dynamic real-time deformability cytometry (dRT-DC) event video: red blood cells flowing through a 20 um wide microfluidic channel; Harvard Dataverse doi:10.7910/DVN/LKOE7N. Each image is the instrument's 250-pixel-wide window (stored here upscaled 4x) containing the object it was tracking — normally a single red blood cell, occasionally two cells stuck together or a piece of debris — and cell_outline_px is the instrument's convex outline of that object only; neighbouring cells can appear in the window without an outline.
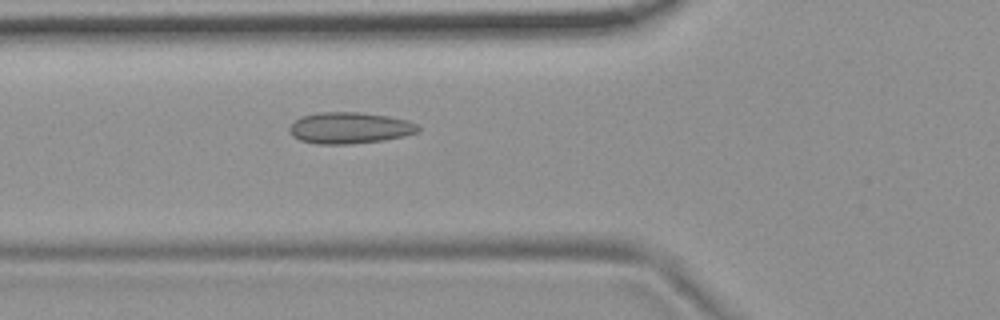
{"species": "common noctule bat (a hibernating species)", "species_latin": "Nyctalus noctula", "temperature_condition": "room temperature", "stored_images_in_passage": 54, "camera_frame_rate_fps": 3000, "um_per_image_px": 0.085, "animal": {"sex": "female", "body_mass_g": 19.9}, "frame": {"image": 1, "passage_image": 20, "time_ms": 6.333, "image_size_px": [1000, 320], "cell_outline_px": [[420, 132], [404, 136], [384, 140], [352, 144], [316, 144], [300, 140], [292, 136], [288, 132], [288, 128], [300, 116], [320, 112], [360, 112], [388, 116], [408, 120], [416, 124], [420, 128]], "centroid_in_image_um": [29.72, 10.88], "position_along_channel_um": 96.1, "area_um2": 23.76}}
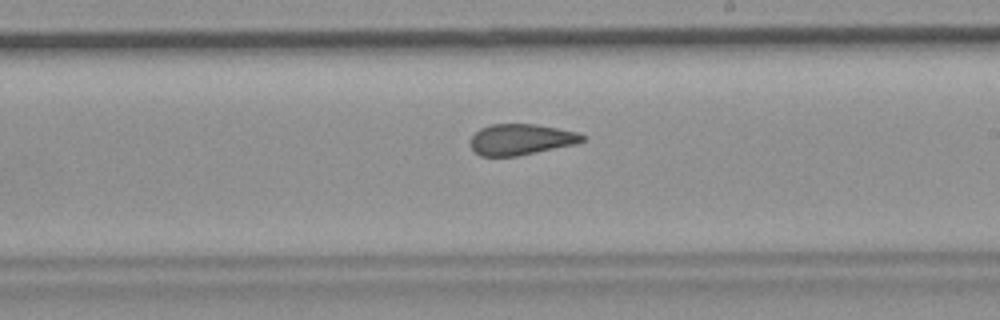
{"frame": {"image": 2, "passage_image": 32, "time_ms": 10.333, "image_size_px": [1000, 320], "cell_outline_px": [[588, 136], [584, 140], [572, 144], [536, 152], [516, 156], [480, 156], [472, 148], [472, 136], [480, 128], [492, 124], [536, 124], [576, 132]], "centroid_in_image_um": [44.27, 11.84], "position_along_channel_um": 244.7, "area_um2": 19.83}}
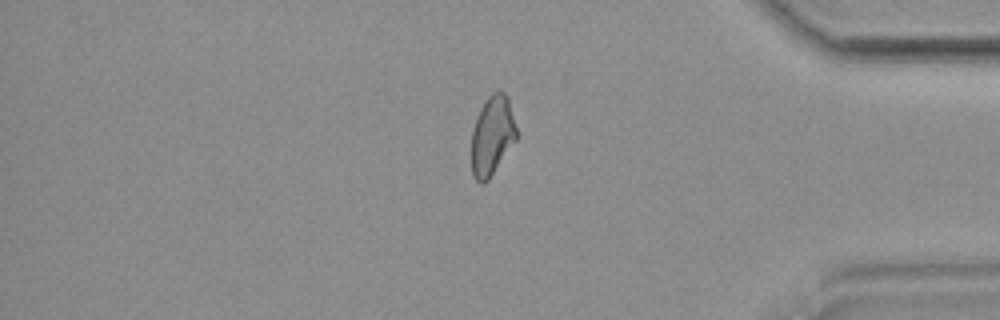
{"frame": {"image": 3, "passage_image": 46, "time_ms": 15.0, "image_size_px": [1000, 320], "cell_outline_px": [[516, 140], [488, 180], [484, 184], [480, 184], [472, 176], [472, 128], [476, 116], [480, 108], [488, 96], [492, 92], [500, 88], [508, 96], [516, 128]], "centroid_in_image_um": [41.82, 11.5], "position_along_channel_um": 393.4, "area_um2": 20.98}, "authors_computed_cell_mechanics": {"area_um2": 21.9062, "velocity_mm_per_s": 3.7176, "shape_relaxation_time_tau1_ms": null, "shape_relaxation_time_tau2_ms": 1.768, "deformation_change_tau1": null, "deformation_change_tau2": 0.0815}}